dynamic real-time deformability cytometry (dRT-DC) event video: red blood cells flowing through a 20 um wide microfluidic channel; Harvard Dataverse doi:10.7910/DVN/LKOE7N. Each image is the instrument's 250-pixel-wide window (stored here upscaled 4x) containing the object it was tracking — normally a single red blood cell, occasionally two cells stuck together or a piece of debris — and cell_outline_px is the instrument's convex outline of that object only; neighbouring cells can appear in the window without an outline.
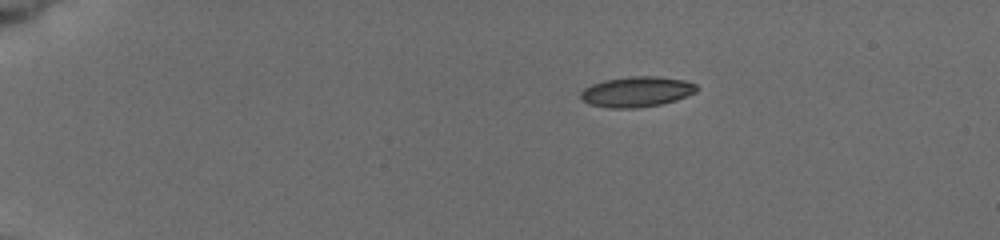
{"species": "common noctule bat (a hibernating species)", "species_latin": "Nyctalus noctula", "temperature_condition": "cold", "stored_images_in_passage": 7, "camera_frame_rate_fps": 3000, "um_per_image_px": 0.085, "animal": {"sex": "female", "body_mass_g": 19.5, "forearm_length_mm": 54.1}, "frame": {"image": 1, "passage_image": 1, "time_ms": 0.0, "image_size_px": [1000, 240], "cell_outline_px": [[700, 88], [696, 92], [676, 100], [660, 104], [636, 108], [608, 108], [588, 104], [580, 100], [580, 92], [584, 88], [592, 84], [604, 80], [632, 76], [656, 76], [684, 80], [696, 84]], "centroid_in_image_um": [54.1, 7.8], "position_along_channel_um": 30.9, "area_um2": 20.69}}
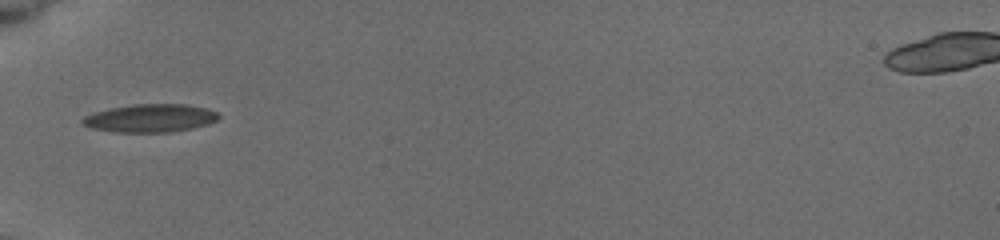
{"frame": {"image": 2, "passage_image": 5, "time_ms": 3.333, "image_size_px": [1000, 240], "cell_outline_px": [[220, 116], [216, 120], [208, 124], [192, 128], [172, 132], [112, 132], [92, 128], [84, 124], [80, 120], [84, 116], [108, 108], [136, 104], [184, 104], [208, 108], [216, 112]], "centroid_in_image_um": [12.78, 10.04], "position_along_channel_um": 72.2, "area_um2": 22.25}}
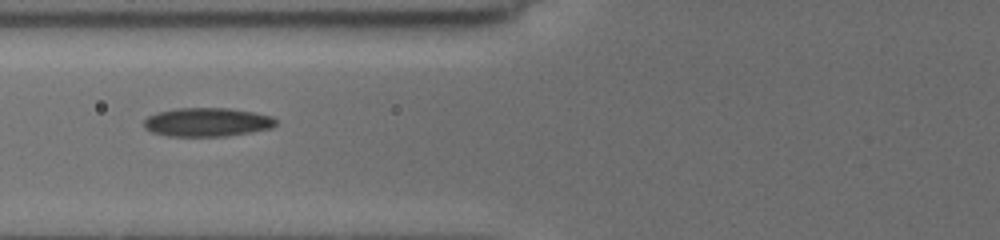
{"frame": {"image": 3, "passage_image": 6, "time_ms": 4.333, "image_size_px": [1000, 240], "cell_outline_px": [[276, 124], [272, 128], [252, 132], [224, 136], [168, 136], [152, 132], [144, 128], [144, 120], [148, 116], [156, 112], [176, 108], [228, 108], [252, 112], [272, 116], [276, 120]], "centroid_in_image_um": [17.59, 10.38], "position_along_channel_um": 108.2, "area_um2": 22.14}}